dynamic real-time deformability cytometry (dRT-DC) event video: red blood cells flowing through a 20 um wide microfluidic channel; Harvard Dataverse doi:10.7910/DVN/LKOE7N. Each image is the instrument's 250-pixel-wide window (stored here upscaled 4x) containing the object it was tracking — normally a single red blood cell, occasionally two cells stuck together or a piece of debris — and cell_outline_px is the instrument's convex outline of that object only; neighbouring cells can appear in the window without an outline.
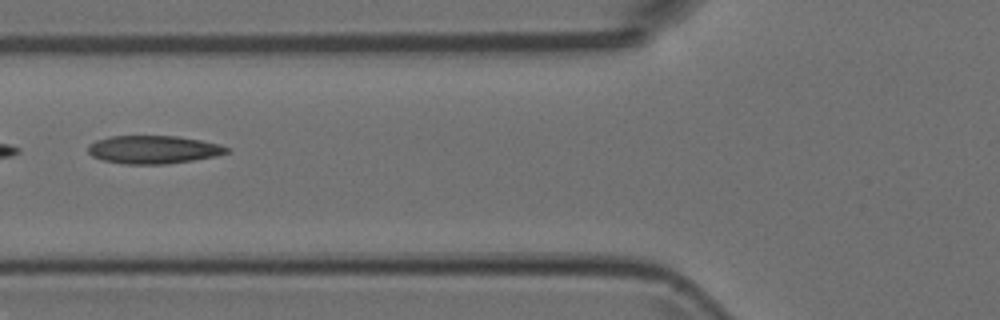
{"species": "Egyptian fruit bat (a non-hibernating species)", "species_latin": "Rousettus aegyptiacus", "temperature_condition": "room temperature", "stored_images_in_passage": 6, "camera_frame_rate_fps": 3000, "um_per_image_px": 0.085, "animal": {"sex": "female"}, "frame": {"image": 1, "passage_image": 6, "time_ms": 1.667, "image_size_px": [1000, 320], "cell_outline_px": [[228, 152], [216, 156], [192, 160], [164, 164], [124, 164], [104, 160], [92, 156], [88, 152], [88, 144], [96, 140], [112, 136], [176, 136], [200, 140], [220, 144], [228, 148]], "centroid_in_image_um": [13.01, 12.71], "position_along_channel_um": 112.8, "area_um2": 22.54}}